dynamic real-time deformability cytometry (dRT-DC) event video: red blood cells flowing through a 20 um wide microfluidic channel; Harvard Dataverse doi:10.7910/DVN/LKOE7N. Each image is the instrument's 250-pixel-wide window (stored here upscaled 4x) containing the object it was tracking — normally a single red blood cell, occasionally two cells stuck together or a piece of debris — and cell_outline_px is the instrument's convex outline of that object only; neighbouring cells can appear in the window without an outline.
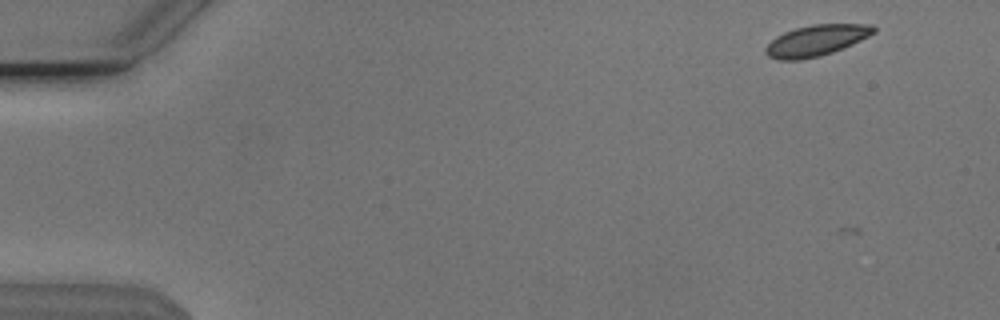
{"species": "Egyptian fruit bat (a non-hibernating species)", "species_latin": "Rousettus aegyptiacus", "temperature_condition": "cold", "stored_images_in_passage": 7, "camera_frame_rate_fps": 3000, "um_per_image_px": 0.085, "animal": {"sex": "male"}, "frame": {"image": 1, "passage_image": 1, "time_ms": 0.0, "image_size_px": [1000, 320], "cell_outline_px": [[876, 32], [844, 48], [832, 52], [800, 60], [780, 60], [768, 56], [764, 52], [764, 48], [776, 36], [784, 32], [796, 28], [812, 24], [872, 24], [876, 28]], "centroid_in_image_um": [69.37, 3.43], "position_along_channel_um": 15.6, "area_um2": 19.42}}